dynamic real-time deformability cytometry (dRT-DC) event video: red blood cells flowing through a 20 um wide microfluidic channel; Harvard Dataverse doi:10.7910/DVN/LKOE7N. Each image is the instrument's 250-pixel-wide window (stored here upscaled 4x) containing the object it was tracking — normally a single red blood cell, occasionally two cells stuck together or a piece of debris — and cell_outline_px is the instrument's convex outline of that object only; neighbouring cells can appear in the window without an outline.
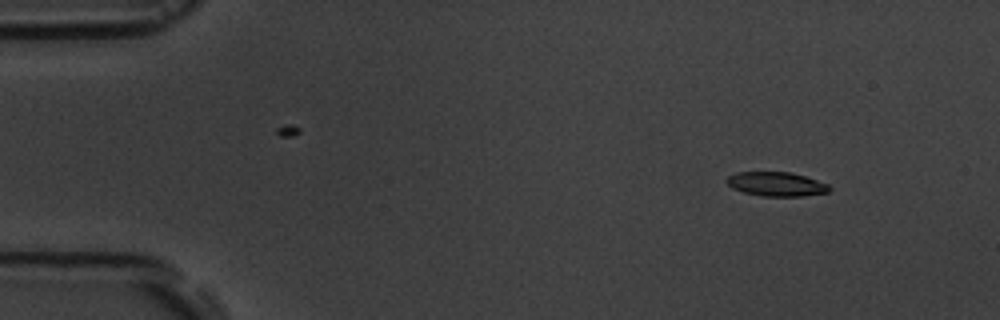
{"species": "common noctule bat (a hibernating species)", "species_latin": "Nyctalus noctula", "temperature_condition": "room temperature", "stored_images_in_passage": 5, "camera_frame_rate_fps": 3000, "um_per_image_px": 0.085, "animal": {"sex": "male", "body_mass_g": 19.5, "forearm_length_mm": 54.6}, "frame": {"image": 1, "passage_image": 1, "time_ms": 0.0, "image_size_px": [1000, 320], "cell_outline_px": [[832, 188], [828, 192], [804, 196], [760, 196], [744, 192], [732, 188], [724, 180], [728, 176], [736, 172], [792, 172], [828, 184]], "centroid_in_image_um": [65.97, 15.65], "position_along_channel_um": 19.0, "area_um2": 14.51}}
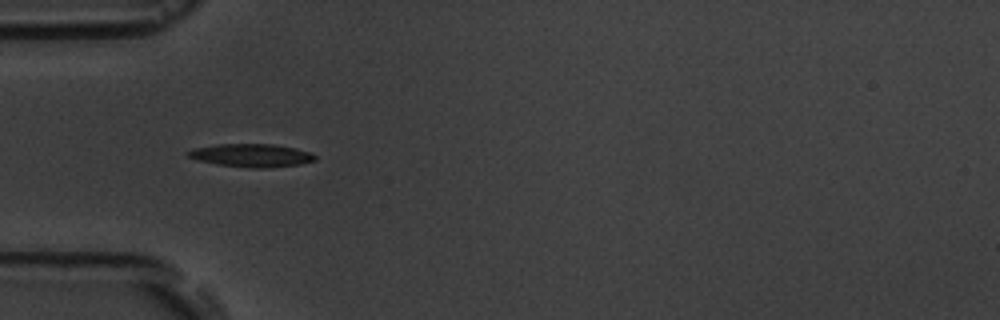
{"frame": {"image": 2, "passage_image": 4, "time_ms": 3.667, "image_size_px": [1000, 320], "cell_outline_px": [[316, 160], [300, 164], [264, 168], [248, 168], [216, 164], [196, 160], [188, 156], [184, 152], [196, 148], [216, 144], [272, 144], [296, 148], [312, 152], [316, 156]], "centroid_in_image_um": [21.37, 13.21], "position_along_channel_um": 63.6, "area_um2": 17.22}}
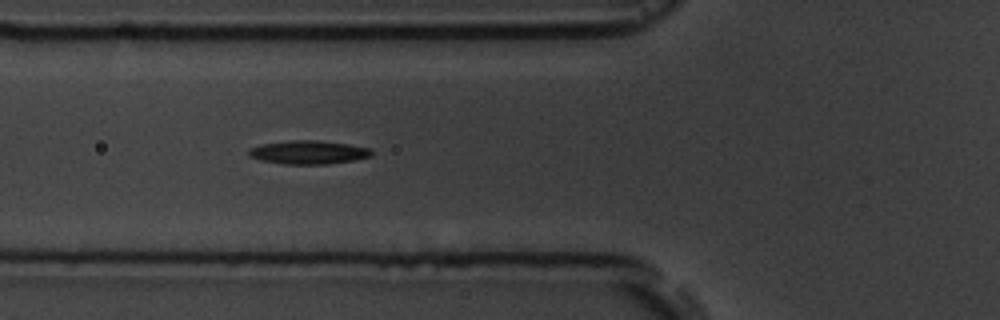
{"frame": {"image": 3, "passage_image": 5, "time_ms": 4.667, "image_size_px": [1000, 320], "cell_outline_px": [[372, 156], [352, 160], [328, 164], [284, 164], [260, 160], [248, 156], [248, 152], [252, 148], [260, 144], [292, 140], [316, 140], [348, 144], [368, 148], [372, 152]], "centroid_in_image_um": [26.19, 12.95], "position_along_channel_um": 99.6, "area_um2": 16.7}}